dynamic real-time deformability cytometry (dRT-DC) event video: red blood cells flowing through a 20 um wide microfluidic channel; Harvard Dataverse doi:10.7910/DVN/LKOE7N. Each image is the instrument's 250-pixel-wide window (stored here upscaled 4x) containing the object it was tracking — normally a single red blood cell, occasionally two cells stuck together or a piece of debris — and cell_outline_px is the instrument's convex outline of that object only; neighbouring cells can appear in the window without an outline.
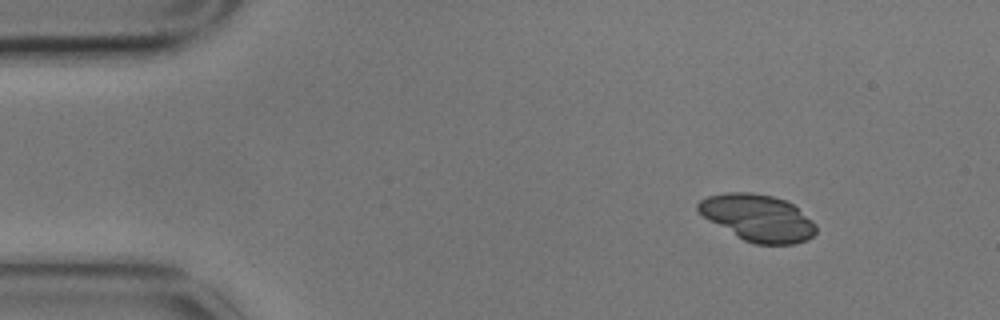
{"species": "common noctule bat (a hibernating species)", "species_latin": "Nyctalus noctula", "temperature_condition": "cold", "stored_images_in_passage": 4, "camera_frame_rate_fps": 3000, "um_per_image_px": 0.085, "animal": {"sex": "male", "body_mass_g": 17.9}, "frame": {"image": 1, "passage_image": 2, "time_ms": 0.333, "image_size_px": [1000, 320], "cell_outline_px": [[816, 232], [808, 240], [796, 244], [756, 244], [744, 240], [736, 236], [708, 220], [696, 208], [696, 204], [700, 200], [708, 196], [728, 192], [752, 192], [772, 196], [784, 200], [792, 204], [812, 220], [816, 224]], "centroid_in_image_um": [64.41, 18.52], "position_along_channel_um": 20.6, "area_um2": 32.02}}